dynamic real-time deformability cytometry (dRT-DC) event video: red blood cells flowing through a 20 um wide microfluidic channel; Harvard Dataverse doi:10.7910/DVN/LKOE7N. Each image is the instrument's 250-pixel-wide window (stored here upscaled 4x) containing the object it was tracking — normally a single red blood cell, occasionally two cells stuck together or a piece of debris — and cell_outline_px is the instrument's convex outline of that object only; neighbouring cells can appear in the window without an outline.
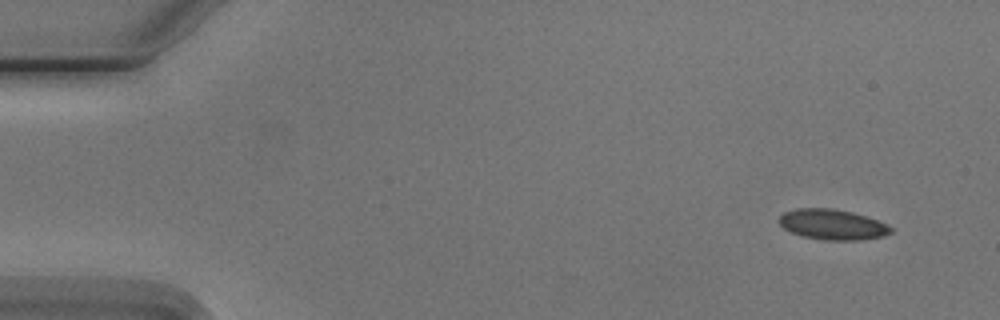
{"species": "Egyptian fruit bat (a non-hibernating species)", "species_latin": "Rousettus aegyptiacus", "temperature_condition": "cold", "stored_images_in_passage": 5, "camera_frame_rate_fps": 3000, "um_per_image_px": 0.085, "animal": {"sex": "male"}, "frame": {"image": 1, "passage_image": 1, "time_ms": 0.0, "image_size_px": [1000, 320], "cell_outline_px": [[892, 232], [884, 236], [860, 240], [824, 240], [800, 236], [784, 228], [780, 224], [780, 216], [784, 212], [796, 208], [832, 208], [852, 212], [888, 224], [892, 228]], "centroid_in_image_um": [70.76, 19.09], "position_along_channel_um": 14.2, "area_um2": 19.77}}
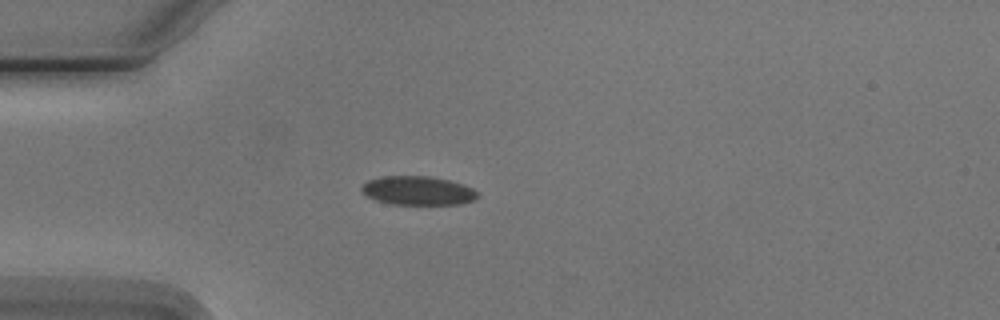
{"frame": {"image": 2, "passage_image": 4, "time_ms": 3.667, "image_size_px": [1000, 320], "cell_outline_px": [[476, 200], [460, 204], [392, 204], [376, 200], [368, 196], [360, 188], [368, 180], [384, 176], [432, 176], [464, 184], [472, 188], [476, 192]], "centroid_in_image_um": [35.54, 16.2], "position_along_channel_um": 49.5, "area_um2": 19.36}}